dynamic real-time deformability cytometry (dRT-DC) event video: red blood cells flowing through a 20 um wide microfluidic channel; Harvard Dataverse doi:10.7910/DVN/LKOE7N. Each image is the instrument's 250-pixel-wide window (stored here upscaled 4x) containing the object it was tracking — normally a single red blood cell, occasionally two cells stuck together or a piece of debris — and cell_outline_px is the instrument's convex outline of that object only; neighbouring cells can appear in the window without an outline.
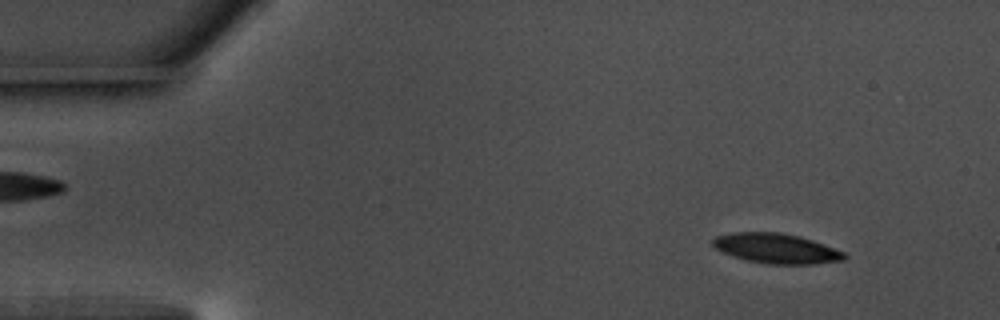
{"species": "common noctule bat (a hibernating species)", "species_latin": "Nyctalus noctula", "temperature_condition": "warm", "stored_images_in_passage": 56, "camera_frame_rate_fps": 3000, "um_per_image_px": 0.085, "animal": {"sex": "male", "body_mass_g": 17.5, "forearm_length_mm": 52.3}, "frame": {"image": 1, "passage_image": 6, "time_ms": 1.667, "image_size_px": [1000, 320], "cell_outline_px": [[848, 256], [844, 260], [812, 264], [768, 264], [748, 260], [732, 256], [716, 248], [712, 244], [712, 240], [716, 236], [732, 232], [780, 232], [800, 236], [824, 244], [844, 252]], "centroid_in_image_um": [66.0, 21.11], "position_along_channel_um": 19.0, "area_um2": 22.89}}
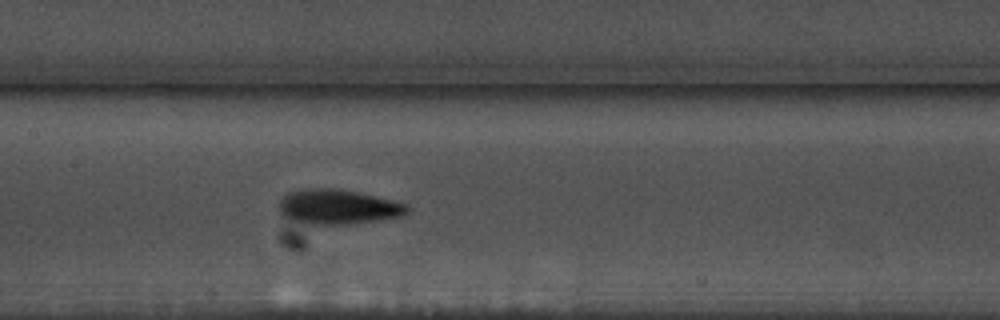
{"frame": {"image": 2, "passage_image": 27, "time_ms": 8.667, "image_size_px": [1000, 320], "cell_outline_px": [[408, 212], [400, 216], [380, 220], [348, 224], [308, 224], [284, 216], [280, 212], [280, 200], [288, 192], [312, 188], [328, 188], [356, 192], [392, 200], [408, 204]], "centroid_in_image_um": [28.74, 17.59], "position_along_channel_um": 178.7, "area_um2": 25.49}}
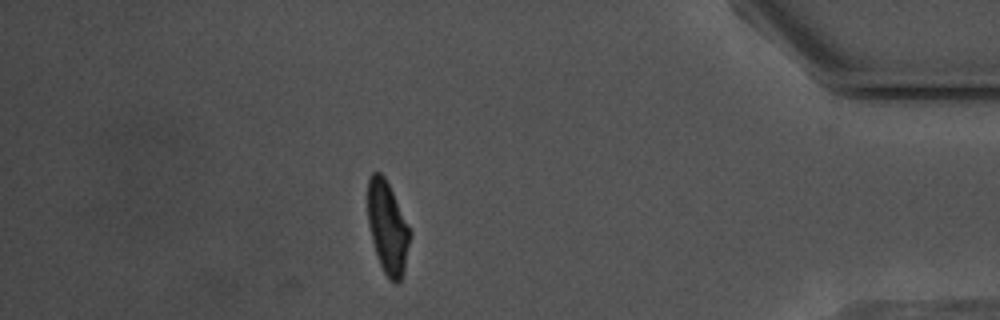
{"frame": {"image": 3, "passage_image": 49, "time_ms": 16.0, "image_size_px": [1000, 320], "cell_outline_px": [[412, 236], [404, 272], [400, 280], [396, 284], [388, 280], [380, 264], [372, 240], [368, 224], [368, 180], [372, 172], [380, 172], [384, 176], [412, 232]], "centroid_in_image_um": [32.96, 19.38], "position_along_channel_um": 402.2, "area_um2": 22.77}, "authors_computed_cell_mechanics": {"area_um2": 23.5535, "velocity_mm_per_s": 3.6373, "shape_relaxation_time_tau1_ms": 3.7735, "shape_relaxation_time_tau2_ms": 5.41, "deformation_change_tau1": 0.143, "deformation_change_tau2": 0.1327}}